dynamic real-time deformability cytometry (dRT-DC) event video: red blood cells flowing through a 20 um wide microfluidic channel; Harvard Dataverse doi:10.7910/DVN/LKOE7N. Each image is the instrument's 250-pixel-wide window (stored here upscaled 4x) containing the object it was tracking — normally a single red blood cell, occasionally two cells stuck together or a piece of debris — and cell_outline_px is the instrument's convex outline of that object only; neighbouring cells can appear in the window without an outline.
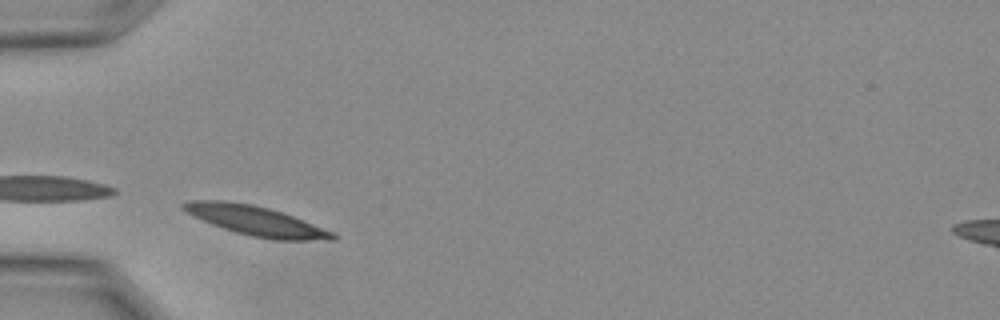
{"species": "Egyptian fruit bat (a non-hibernating species)", "species_latin": "Rousettus aegyptiacus", "temperature_condition": "warm", "stored_images_in_passage": 8, "camera_frame_rate_fps": 3000, "um_per_image_px": 0.085, "animal": {"sex": "female"}, "frame": {"image": 1, "passage_image": 1, "time_ms": 0.0, "image_size_px": [1000, 320], "cell_outline_px": [[336, 240], [272, 240], [252, 236], [236, 232], [212, 224], [180, 208], [180, 204], [188, 200], [224, 200], [252, 204], [268, 208], [292, 216], [332, 232], [336, 236]], "centroid_in_image_um": [21.72, 18.76], "position_along_channel_um": 63.3, "area_um2": 25.26}}
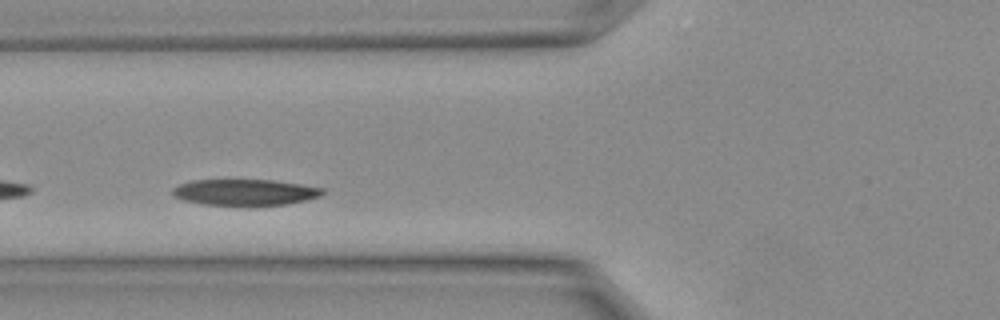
{"frame": {"image": 2, "passage_image": 3, "time_ms": 0.667, "image_size_px": [1000, 320], "cell_outline_px": [[324, 192], [320, 196], [308, 200], [288, 204], [248, 208], [240, 208], [200, 204], [184, 200], [176, 196], [172, 192], [172, 188], [180, 184], [192, 180], [272, 180], [300, 184], [324, 188]], "centroid_in_image_um": [20.84, 16.39], "position_along_channel_um": 105.0, "area_um2": 23.81}}
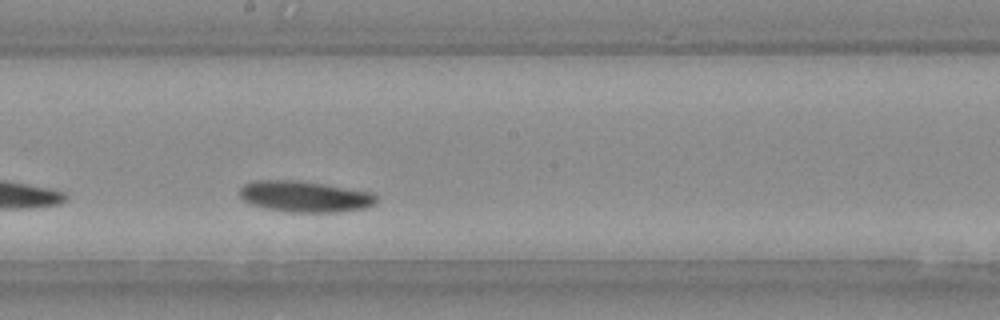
{"frame": {"image": 3, "passage_image": 8, "time_ms": 2.333, "image_size_px": [1000, 320], "cell_outline_px": [[376, 204], [364, 208], [336, 212], [288, 212], [264, 208], [248, 204], [240, 196], [240, 188], [244, 184], [256, 180], [292, 180], [324, 184], [372, 192], [376, 196]], "centroid_in_image_um": [25.88, 16.71], "position_along_channel_um": 222.3, "area_um2": 24.8}}